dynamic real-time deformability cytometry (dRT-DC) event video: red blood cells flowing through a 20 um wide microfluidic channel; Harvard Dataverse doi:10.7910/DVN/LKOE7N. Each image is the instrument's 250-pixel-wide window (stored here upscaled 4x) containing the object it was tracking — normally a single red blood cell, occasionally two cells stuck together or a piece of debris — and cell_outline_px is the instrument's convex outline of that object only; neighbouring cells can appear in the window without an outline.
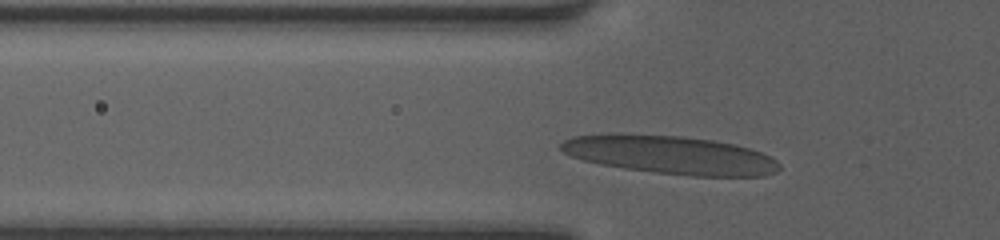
{"species": "human", "species_latin": "Homo sapiens", "temperature_condition": "room temperature", "stored_images_in_passage": 31, "camera_frame_rate_fps": 3000, "um_per_image_px": 0.085, "donor": {"sex": "female"}, "frame": {"image": 1, "passage_image": 6, "time_ms": 1.667, "image_size_px": [1000, 240], "cell_outline_px": [[780, 168], [776, 172], [764, 176], [688, 176], [624, 168], [600, 164], [584, 160], [572, 156], [564, 152], [560, 148], [560, 144], [564, 140], [572, 136], [684, 136], [712, 140], [736, 144], [772, 156], [780, 164]], "centroid_in_image_um": [57.11, 13.2], "position_along_channel_um": 68.7, "area_um2": 47.69}}
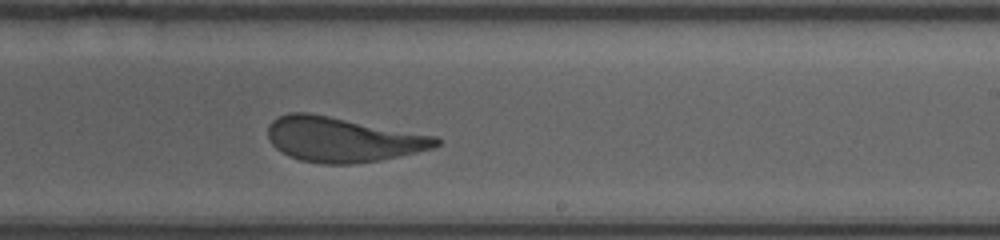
{"frame": {"image": 2, "passage_image": 20, "time_ms": 6.333, "image_size_px": [1000, 240], "cell_outline_px": [[440, 144], [432, 148], [416, 152], [380, 160], [352, 164], [324, 164], [300, 160], [288, 156], [276, 148], [272, 144], [268, 136], [268, 124], [272, 120], [288, 112], [308, 112], [436, 136], [440, 140]], "centroid_in_image_um": [29.08, 11.85], "position_along_channel_um": 259.9, "area_um2": 43.75}}
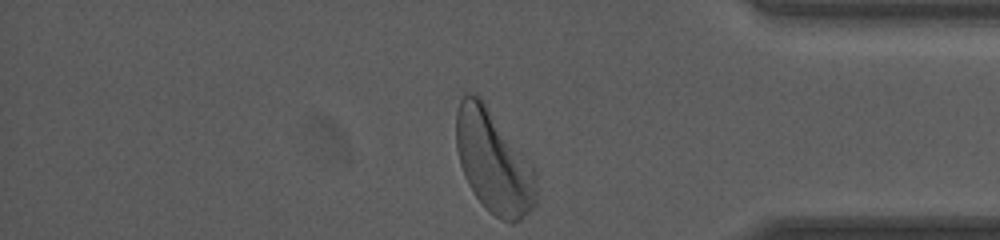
{"frame": {"image": 3, "passage_image": 31, "time_ms": 10.0, "image_size_px": [1000, 240], "cell_outline_px": [[536, 204], [520, 220], [512, 224], [508, 224], [500, 220], [472, 192], [464, 176], [460, 164], [456, 148], [456, 112], [460, 100], [468, 92], [472, 92], [480, 96], [536, 168]], "centroid_in_image_um": [41.96, 13.74], "position_along_channel_um": 393.2, "area_um2": 48.26}, "authors_computed_cell_mechanics": {"area_um2": 44.506, "velocity_mm_per_s": 4.1205, "shape_relaxation_time_tau1_ms": 4.7933, "shape_relaxation_time_tau2_ms": 0.8556, "deformation_change_tau1": 0.2265, "deformation_change_tau2": 0.1096}}